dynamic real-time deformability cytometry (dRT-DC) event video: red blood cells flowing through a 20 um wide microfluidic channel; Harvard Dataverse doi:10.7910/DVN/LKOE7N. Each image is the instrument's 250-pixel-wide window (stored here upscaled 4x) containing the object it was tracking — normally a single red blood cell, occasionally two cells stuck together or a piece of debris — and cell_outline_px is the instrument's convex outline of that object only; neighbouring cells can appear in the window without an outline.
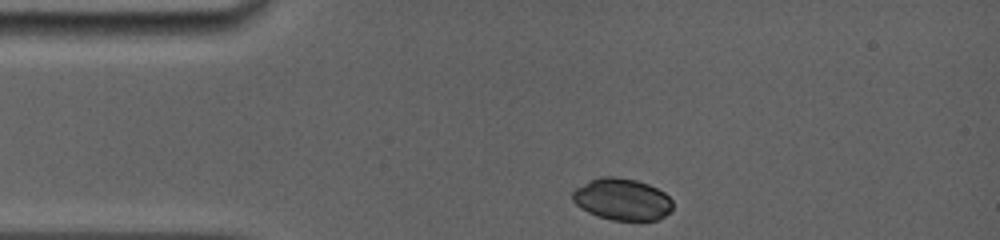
{"species": "common noctule bat (a hibernating species)", "species_latin": "Nyctalus noctula", "temperature_condition": "room temperature", "stored_images_in_passage": 31, "camera_frame_rate_fps": 5000, "um_per_image_px": 0.085, "animal": {"sex": "female", "body_mass_g": 19.0, "forearm_length_mm": 56.7}, "frame": {"image": 1, "passage_image": 1, "time_ms": 0.0, "image_size_px": [1000, 240], "cell_outline_px": [[672, 208], [664, 216], [656, 220], [612, 220], [596, 216], [580, 208], [572, 200], [572, 192], [576, 188], [588, 180], [604, 176], [616, 176], [636, 180], [648, 184], [664, 192], [672, 200]], "centroid_in_image_um": [52.85, 16.93], "position_along_channel_um": 32.2, "area_um2": 24.45}}
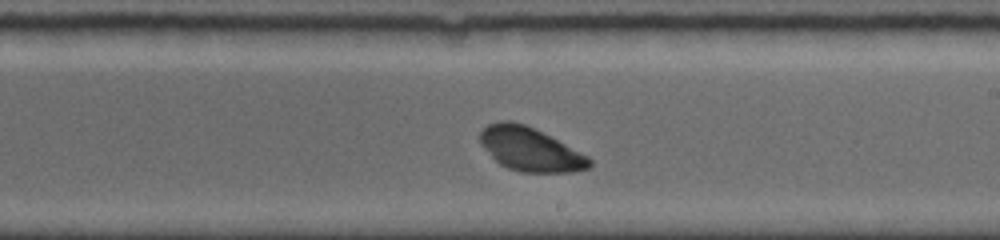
{"frame": {"image": 2, "passage_image": 18, "time_ms": 6.4, "image_size_px": [1000, 240], "cell_outline_px": [[592, 164], [588, 168], [572, 172], [520, 172], [508, 168], [500, 164], [480, 144], [480, 132], [488, 124], [500, 120], [512, 120], [524, 124], [588, 156], [592, 160]], "centroid_in_image_um": [45.04, 12.69], "position_along_channel_um": 244.0, "area_um2": 27.4}}
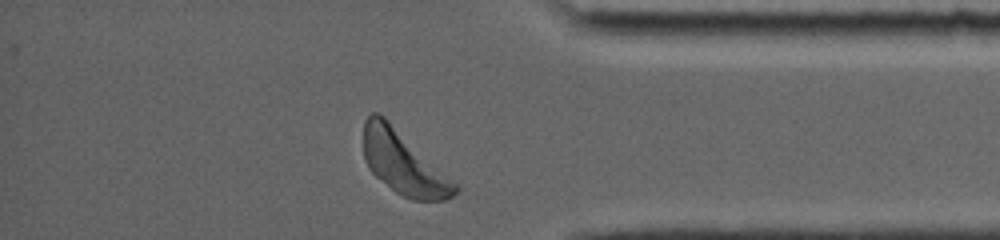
{"frame": {"image": 3, "passage_image": 30, "time_ms": 10.6, "image_size_px": [1000, 240], "cell_outline_px": [[460, 192], [444, 200], [412, 200], [396, 192], [376, 176], [368, 168], [364, 160], [364, 120], [372, 112], [380, 112], [456, 184], [460, 188]], "centroid_in_image_um": [34.26, 13.84], "position_along_channel_um": 400.9, "area_um2": 33.0}, "authors_computed_cell_mechanics": {"area_um2": 27.3972, "velocity_mm_per_s": 3.8827, "shape_relaxation_time_tau1_ms": 1.6793, "shape_relaxation_time_tau2_ms": null, "deformation_change_tau1": 0.124, "deformation_change_tau2": null}}